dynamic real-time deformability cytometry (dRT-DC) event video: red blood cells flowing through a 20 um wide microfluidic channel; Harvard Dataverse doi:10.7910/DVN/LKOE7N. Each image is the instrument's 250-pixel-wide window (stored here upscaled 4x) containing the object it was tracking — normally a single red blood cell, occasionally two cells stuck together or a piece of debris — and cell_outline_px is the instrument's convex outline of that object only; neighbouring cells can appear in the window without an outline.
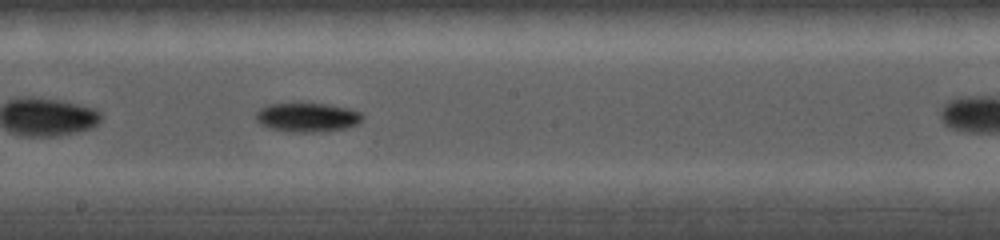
{"species": "common noctule bat (a hibernating species)", "species_latin": "Nyctalus noctula", "temperature_condition": "cold", "stored_images_in_passage": 18, "camera_frame_rate_fps": 5000, "um_per_image_px": 0.085, "animal": {"sex": "female", "body_mass_g": 19.0, "forearm_length_mm": 56.7}, "frame": {"image": 1, "passage_image": 8, "time_ms": 3.4, "image_size_px": [1000, 240], "cell_outline_px": [[364, 116], [356, 124], [344, 128], [328, 132], [288, 132], [272, 128], [260, 124], [256, 120], [256, 112], [260, 108], [268, 104], [296, 100], [328, 104], [348, 108], [360, 112]], "centroid_in_image_um": [26.08, 9.93], "position_along_channel_um": 222.1, "area_um2": 18.84}}